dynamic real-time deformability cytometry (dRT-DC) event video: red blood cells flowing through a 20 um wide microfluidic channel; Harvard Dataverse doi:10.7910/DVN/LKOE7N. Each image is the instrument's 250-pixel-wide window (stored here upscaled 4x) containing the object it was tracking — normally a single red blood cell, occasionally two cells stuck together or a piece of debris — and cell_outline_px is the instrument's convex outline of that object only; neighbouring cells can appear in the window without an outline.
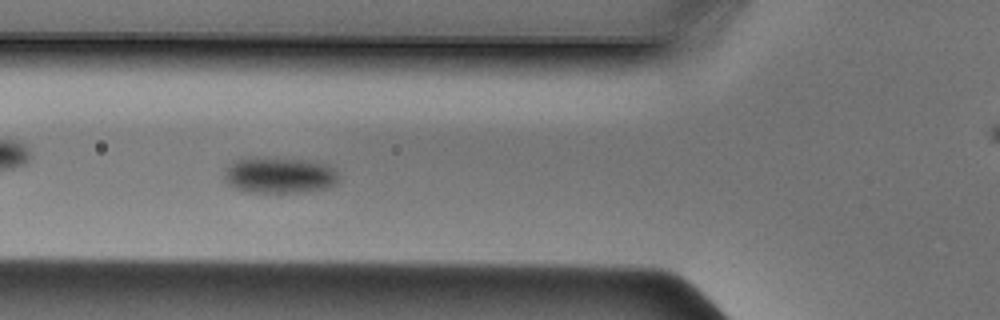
{"species": "Egyptian fruit bat (a non-hibernating species)", "species_latin": "Rousettus aegyptiacus", "temperature_condition": "cold", "stored_images_in_passage": 48, "camera_frame_rate_fps": 3000, "um_per_image_px": 0.085, "animal": {"sex": "male"}, "frame": {"image": 1, "passage_image": 16, "time_ms": 5.0, "image_size_px": [1000, 320], "cell_outline_px": [[340, 184], [324, 188], [304, 192], [244, 192], [236, 188], [224, 176], [224, 168], [228, 164], [236, 160], [276, 156], [308, 160], [332, 164], [336, 168], [340, 176]], "centroid_in_image_um": [23.86, 14.87], "position_along_channel_um": 101.9, "area_um2": 24.74}}
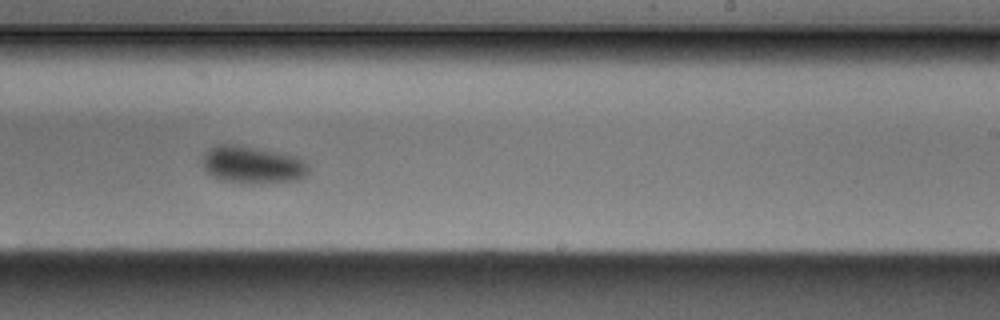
{"frame": {"image": 2, "passage_image": 28, "time_ms": 9.0, "image_size_px": [1000, 320], "cell_outline_px": [[308, 172], [304, 176], [296, 180], [252, 184], [220, 180], [212, 176], [204, 168], [200, 160], [204, 152], [216, 144], [236, 144], [296, 156], [304, 160], [308, 164]], "centroid_in_image_um": [21.41, 14.0], "position_along_channel_um": 267.6, "area_um2": 23.24}}
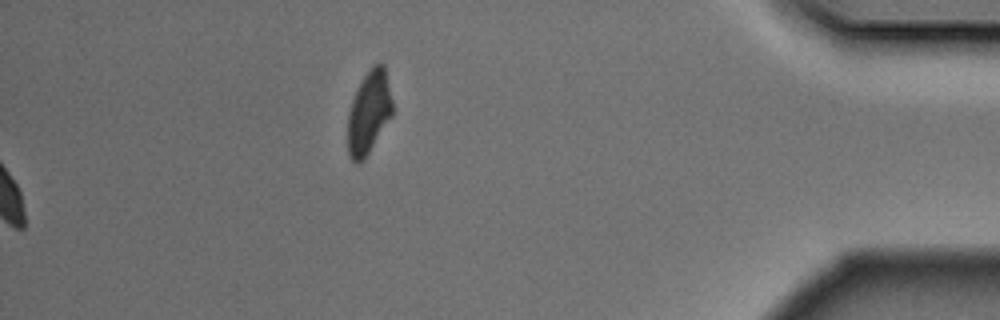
{"frame": {"image": 3, "passage_image": 48, "time_ms": 15.667, "image_size_px": [1000, 320], "cell_outline_px": [[392, 116], [364, 160], [356, 164], [352, 160], [348, 152], [348, 116], [352, 100], [368, 68], [372, 64], [380, 60], [384, 64], [392, 100]], "centroid_in_image_um": [31.37, 9.53], "position_along_channel_um": 403.8, "area_um2": 21.62}}